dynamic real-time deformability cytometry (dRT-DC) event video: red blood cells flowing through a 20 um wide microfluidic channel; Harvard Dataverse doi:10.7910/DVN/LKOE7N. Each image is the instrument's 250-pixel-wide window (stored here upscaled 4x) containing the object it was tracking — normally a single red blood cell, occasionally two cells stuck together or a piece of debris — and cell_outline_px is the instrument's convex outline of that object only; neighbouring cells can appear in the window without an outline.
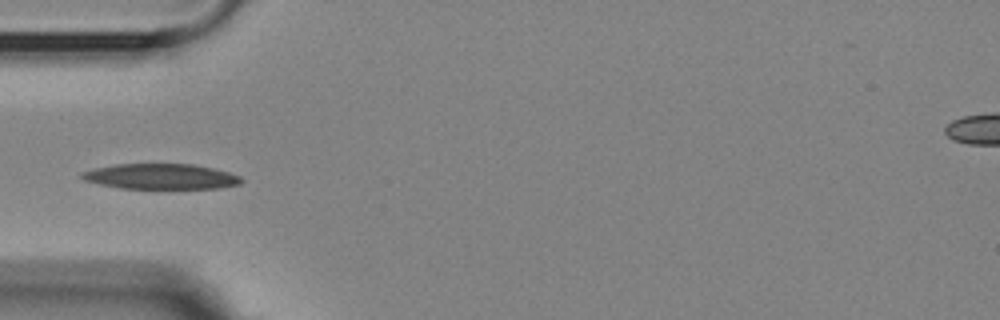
{"species": "Egyptian fruit bat (a non-hibernating species)", "species_latin": "Rousettus aegyptiacus", "temperature_condition": "room temperature", "stored_images_in_passage": 9, "camera_frame_rate_fps": 3000, "um_per_image_px": 0.085, "animal": {"sex": "female"}, "frame": {"image": 1, "passage_image": 1, "time_ms": 0.0, "image_size_px": [1000, 320], "cell_outline_px": [[244, 180], [240, 184], [220, 188], [120, 188], [100, 184], [84, 180], [80, 176], [80, 172], [96, 168], [116, 164], [192, 164], [212, 168], [228, 172], [240, 176]], "centroid_in_image_um": [13.68, 15.0], "position_along_channel_um": 71.3, "area_um2": 23.47}}
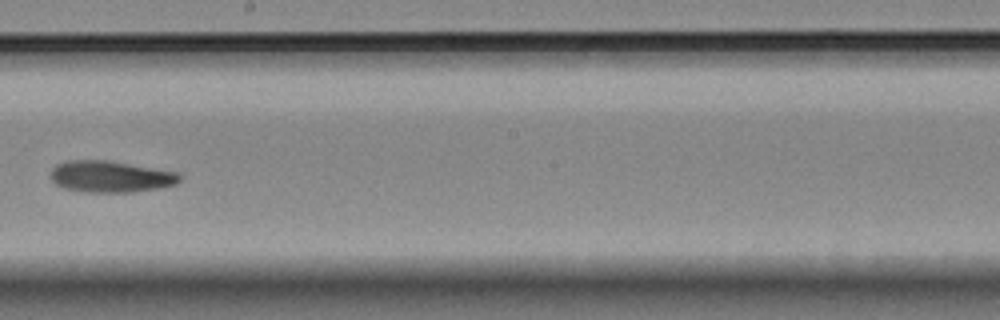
{"frame": {"image": 2, "passage_image": 5, "time_ms": 4.667, "image_size_px": [1000, 320], "cell_outline_px": [[180, 180], [176, 184], [160, 188], [132, 192], [84, 192], [64, 188], [56, 184], [48, 176], [52, 168], [56, 164], [68, 160], [104, 160], [180, 172]], "centroid_in_image_um": [9.37, 15.01], "position_along_channel_um": 238.8, "area_um2": 23.81}}
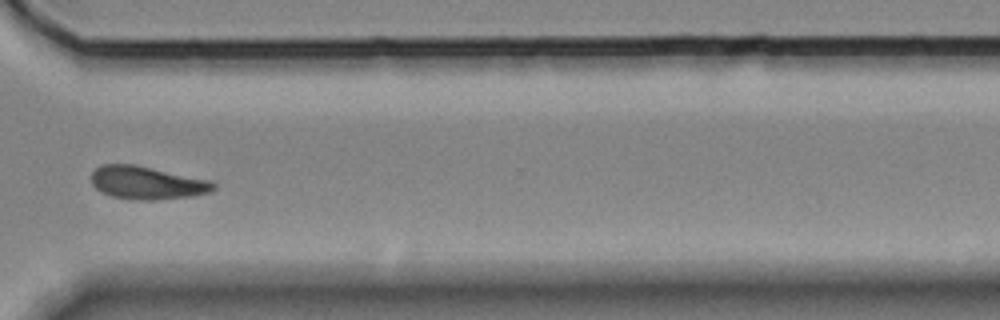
{"frame": {"image": 3, "passage_image": 8, "time_ms": 8.0, "image_size_px": [1000, 320], "cell_outline_px": [[216, 188], [208, 192], [192, 196], [152, 200], [136, 200], [112, 196], [100, 192], [92, 184], [92, 172], [100, 164], [136, 164], [212, 180], [216, 184]], "centroid_in_image_um": [12.5, 15.52], "position_along_channel_um": 358.1, "area_um2": 23.7}}